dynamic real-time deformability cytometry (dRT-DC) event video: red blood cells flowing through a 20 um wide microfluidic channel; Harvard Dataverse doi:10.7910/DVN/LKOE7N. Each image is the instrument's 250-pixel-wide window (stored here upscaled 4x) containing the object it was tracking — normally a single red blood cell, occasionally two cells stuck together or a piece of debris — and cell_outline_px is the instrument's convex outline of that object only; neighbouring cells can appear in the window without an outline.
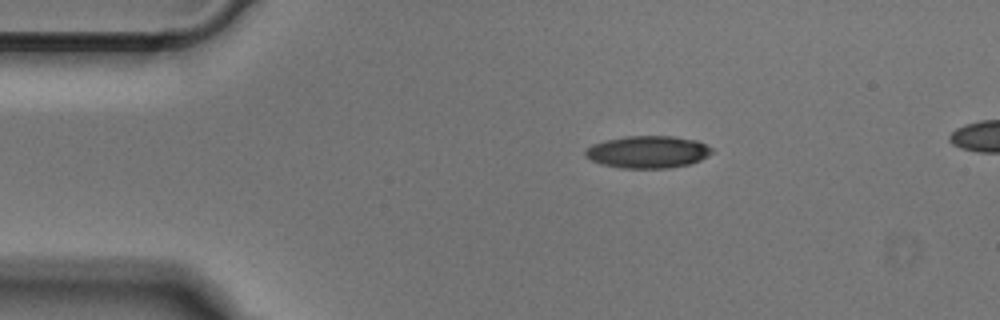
{"species": "Egyptian fruit bat (a non-hibernating species)", "species_latin": "Rousettus aegyptiacus", "temperature_condition": "cold", "stored_images_in_passage": 42, "camera_frame_rate_fps": 3000, "um_per_image_px": 0.085, "animal": {"sex": "male"}, "frame": {"image": 1, "passage_image": 1, "time_ms": 0.0, "image_size_px": [1000, 320], "cell_outline_px": [[712, 152], [708, 156], [700, 160], [688, 164], [668, 168], [620, 168], [600, 164], [592, 160], [584, 152], [592, 144], [624, 136], [676, 136], [696, 140], [712, 148]], "centroid_in_image_um": [55.08, 12.91], "position_along_channel_um": 29.9, "area_um2": 23.64}}
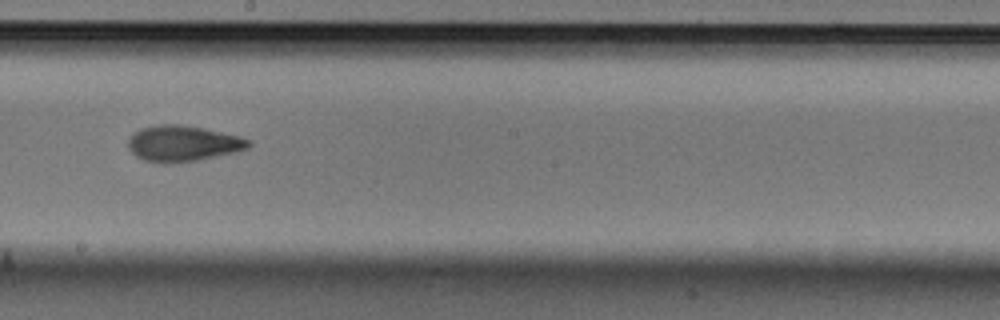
{"frame": {"image": 2, "passage_image": 20, "time_ms": 6.333, "image_size_px": [1000, 320], "cell_outline_px": [[252, 144], [248, 148], [216, 156], [196, 160], [168, 164], [164, 164], [144, 160], [136, 156], [128, 148], [128, 136], [140, 128], [160, 124], [180, 124], [204, 128], [240, 136], [252, 140]], "centroid_in_image_um": [15.52, 12.19], "position_along_channel_um": 232.7, "area_um2": 25.32}}
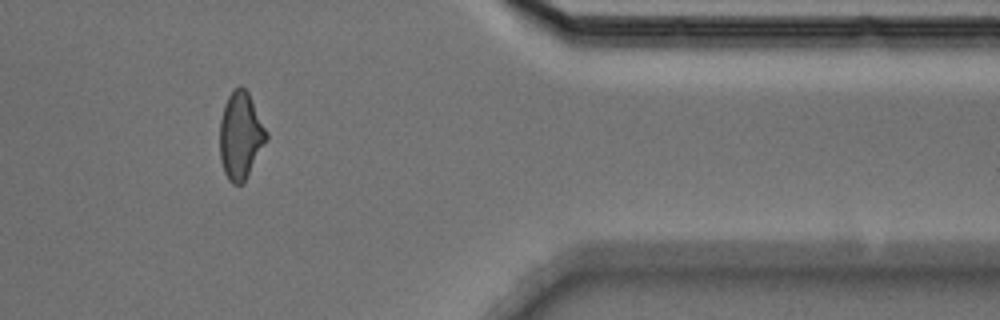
{"frame": {"image": 3, "passage_image": 34, "time_ms": 11.0, "image_size_px": [1000, 320], "cell_outline_px": [[268, 140], [244, 184], [232, 184], [228, 180], [224, 172], [220, 160], [220, 120], [224, 104], [228, 96], [240, 84], [248, 92], [268, 132]], "centroid_in_image_um": [20.46, 11.57], "position_along_channel_um": 390.9, "area_um2": 23.99}}